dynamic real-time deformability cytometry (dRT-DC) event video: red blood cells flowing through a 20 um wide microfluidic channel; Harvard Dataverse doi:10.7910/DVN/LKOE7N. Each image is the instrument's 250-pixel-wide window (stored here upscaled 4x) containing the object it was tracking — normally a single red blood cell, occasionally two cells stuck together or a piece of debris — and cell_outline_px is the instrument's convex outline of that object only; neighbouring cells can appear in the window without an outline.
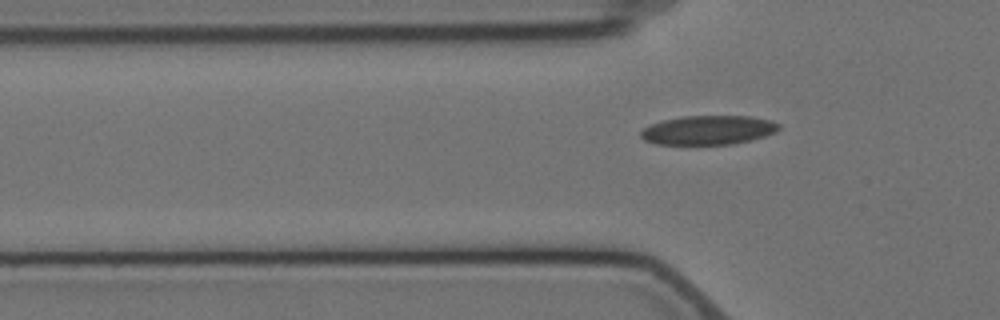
{"species": "Egyptian fruit bat (a non-hibernating species)", "species_latin": "Rousettus aegyptiacus", "temperature_condition": "cold", "stored_images_in_passage": 3, "segment_of_instrument_passage": [2, 2], "camera_frame_rate_fps": 3000, "um_per_image_px": 0.085, "animal": {"sex": "female"}, "frame": {"image": 1, "passage_image": 3, "time_ms": 2.333, "image_size_px": [1000, 320], "cell_outline_px": [[780, 128], [776, 132], [764, 136], [732, 144], [656, 144], [644, 140], [640, 136], [640, 132], [644, 128], [660, 120], [684, 116], [748, 116], [772, 120], [780, 124]], "centroid_in_image_um": [60.2, 11.05], "position_along_channel_um": 65.6, "area_um2": 23.41}}